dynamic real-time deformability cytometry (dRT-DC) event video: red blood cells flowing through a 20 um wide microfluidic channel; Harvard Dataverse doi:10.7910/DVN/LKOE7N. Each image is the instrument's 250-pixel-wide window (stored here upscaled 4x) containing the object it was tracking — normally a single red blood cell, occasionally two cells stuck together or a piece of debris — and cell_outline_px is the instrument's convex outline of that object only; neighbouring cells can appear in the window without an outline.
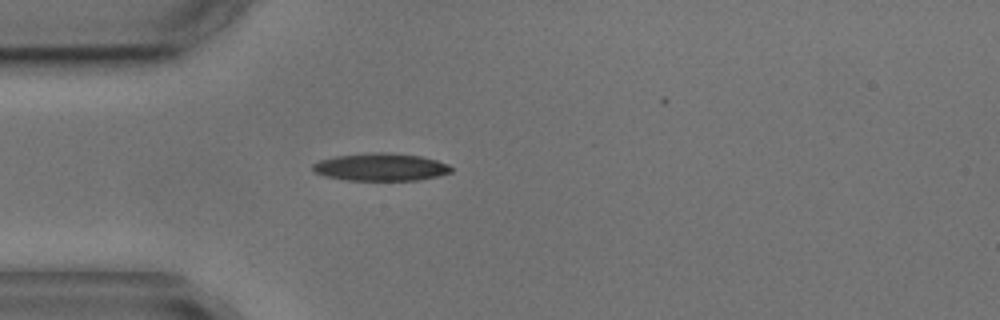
{"species": "common noctule bat (a hibernating species)", "species_latin": "Nyctalus noctula", "temperature_condition": "cold", "stored_images_in_passage": 1, "camera_frame_rate_fps": 3000, "um_per_image_px": 0.085, "animal": {"sex": "male", "body_mass_g": 17.9, "forearm_length_mm": 54.2}, "frame": {"image": 1, "passage_image": 1, "time_ms": 0.0, "image_size_px": [1000, 320], "cell_outline_px": [[452, 172], [436, 176], [416, 180], [348, 180], [324, 176], [312, 172], [312, 164], [320, 160], [336, 156], [372, 152], [384, 152], [420, 156], [436, 160], [448, 164], [452, 168]], "centroid_in_image_um": [32.32, 14.2], "position_along_channel_um": 52.7, "area_um2": 22.2}}